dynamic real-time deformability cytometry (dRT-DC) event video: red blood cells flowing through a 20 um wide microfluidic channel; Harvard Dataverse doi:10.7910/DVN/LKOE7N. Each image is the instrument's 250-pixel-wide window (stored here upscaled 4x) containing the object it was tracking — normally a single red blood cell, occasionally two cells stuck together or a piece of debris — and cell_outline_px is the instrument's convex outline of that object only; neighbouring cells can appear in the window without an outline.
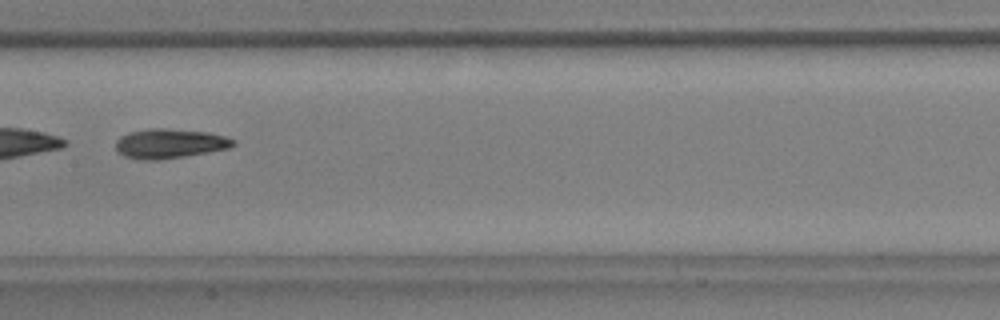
{"species": "common noctule bat (a hibernating species)", "species_latin": "Nyctalus noctula", "temperature_condition": "warm", "stored_images_in_passage": 52, "segment_of_instrument_passage": [2, 2], "camera_frame_rate_fps": 3000, "um_per_image_px": 0.085, "animal": {"sex": "male", "body_mass_g": 17.9, "forearm_length_mm": 54.2}, "frame": {"image": 1, "passage_image": 27, "time_ms": 8.667, "image_size_px": [1000, 320], "cell_outline_px": [[232, 144], [224, 148], [180, 156], [128, 156], [120, 152], [116, 148], [116, 144], [124, 136], [136, 132], [200, 132], [220, 136], [232, 140]], "centroid_in_image_um": [14.45, 12.21], "position_along_channel_um": 193.0, "area_um2": 16.53}}